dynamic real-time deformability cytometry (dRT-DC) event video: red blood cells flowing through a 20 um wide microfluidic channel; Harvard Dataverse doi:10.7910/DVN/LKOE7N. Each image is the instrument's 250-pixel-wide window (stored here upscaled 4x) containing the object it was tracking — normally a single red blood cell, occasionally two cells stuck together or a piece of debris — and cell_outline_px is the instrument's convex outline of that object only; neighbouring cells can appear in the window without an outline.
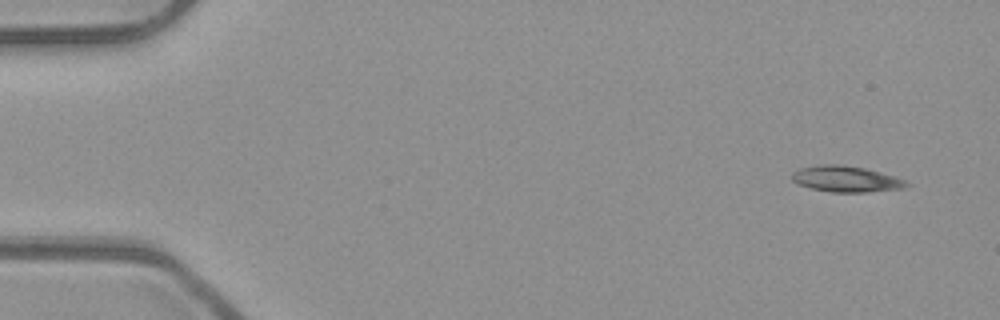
{"species": "common noctule bat (a hibernating species)", "species_latin": "Nyctalus noctula", "temperature_condition": "room temperature", "stored_images_in_passage": 51, "segment_of_instrument_passage": [1, 2], "camera_frame_rate_fps": 3000, "um_per_image_px": 0.085, "animal": {"sex": "male", "body_mass_g": 23.1, "forearm_length_mm": 52.7}, "frame": {"image": 1, "passage_image": 1, "time_ms": 0.0, "image_size_px": [1000, 320], "cell_outline_px": [[912, 184], [904, 188], [868, 192], [832, 192], [812, 188], [796, 184], [792, 180], [792, 172], [800, 168], [820, 164], [844, 164], [864, 168], [896, 176]], "centroid_in_image_um": [71.92, 15.21], "position_along_channel_um": 13.1, "area_um2": 17.51}}
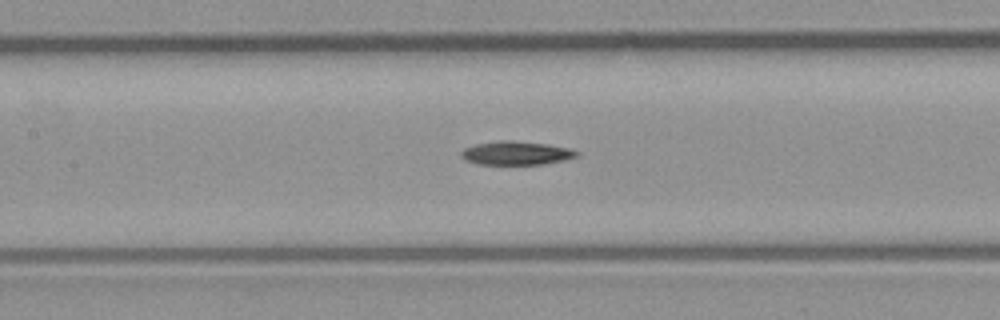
{"frame": {"image": 2, "passage_image": 22, "time_ms": 7.0, "image_size_px": [1000, 320], "cell_outline_px": [[580, 156], [564, 160], [544, 164], [476, 164], [464, 160], [460, 156], [460, 152], [464, 148], [476, 144], [500, 140], [512, 140], [548, 144], [568, 148], [580, 152]], "centroid_in_image_um": [43.87, 13.01], "position_along_channel_um": 163.5, "area_um2": 16.07}}
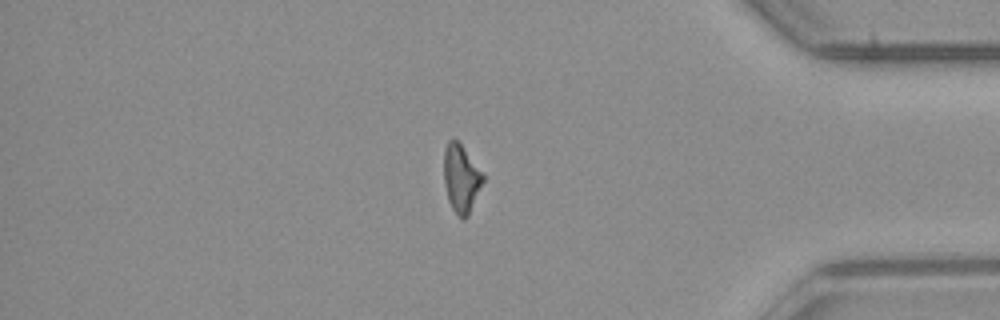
{"frame": {"image": 3, "passage_image": 42, "time_ms": 13.667, "image_size_px": [1000, 320], "cell_outline_px": [[484, 180], [468, 216], [464, 220], [452, 208], [448, 200], [444, 184], [444, 148], [448, 140], [456, 140], [460, 144], [484, 172]], "centroid_in_image_um": [39.2, 15.16], "position_along_channel_um": 396.0, "area_um2": 15.43}}